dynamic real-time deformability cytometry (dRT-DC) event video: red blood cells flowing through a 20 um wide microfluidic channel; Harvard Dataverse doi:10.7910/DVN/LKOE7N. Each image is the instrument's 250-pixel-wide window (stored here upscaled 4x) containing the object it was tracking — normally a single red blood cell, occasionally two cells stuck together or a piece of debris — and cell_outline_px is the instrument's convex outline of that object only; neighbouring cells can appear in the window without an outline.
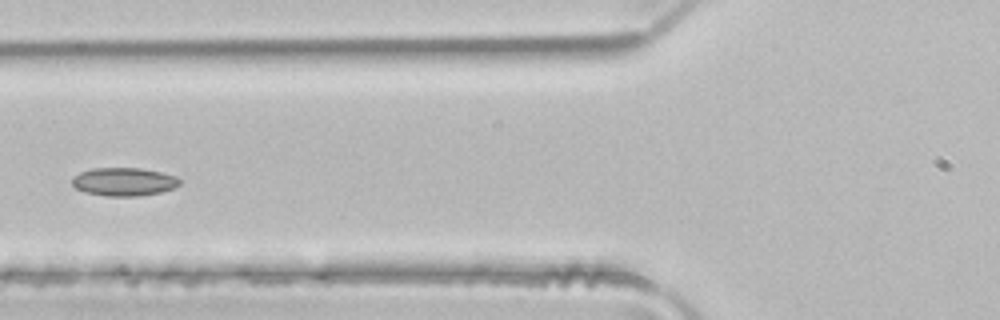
{"species": "common noctule bat (a hibernating species)", "species_latin": "Nyctalus noctula", "temperature_condition": "room temperature", "stored_images_in_passage": 5, "camera_frame_rate_fps": 3000, "um_per_image_px": 0.085, "animal": {"sex": "male", "body_mass_g": 21.5, "forearm_length_mm": 52.0}, "frame": {"image": 1, "passage_image": 5, "time_ms": 1.333, "image_size_px": [1000, 320], "cell_outline_px": [[180, 184], [172, 188], [160, 192], [140, 196], [108, 196], [84, 192], [76, 188], [72, 184], [72, 176], [80, 172], [92, 168], [140, 168], [160, 172], [176, 176], [180, 180]], "centroid_in_image_um": [10.5, 15.44], "position_along_channel_um": 115.3, "area_um2": 17.69}}